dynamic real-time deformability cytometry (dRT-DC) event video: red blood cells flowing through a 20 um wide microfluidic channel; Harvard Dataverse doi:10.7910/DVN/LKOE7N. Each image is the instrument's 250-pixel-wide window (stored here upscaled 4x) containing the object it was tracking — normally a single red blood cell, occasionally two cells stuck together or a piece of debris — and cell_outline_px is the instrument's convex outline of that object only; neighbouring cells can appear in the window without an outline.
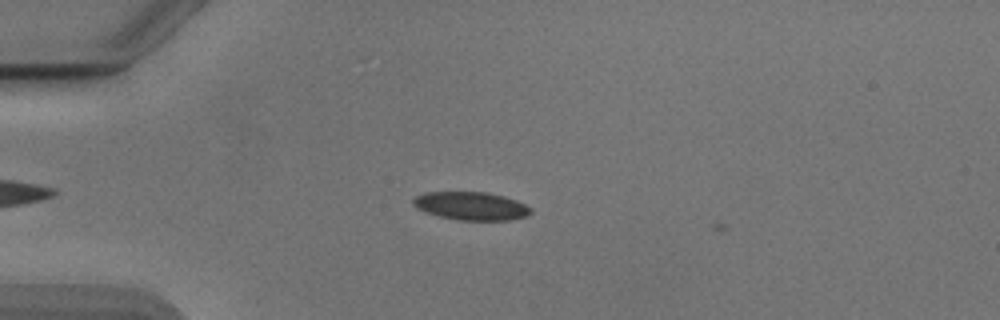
{"species": "Egyptian fruit bat (a non-hibernating species)", "species_latin": "Rousettus aegyptiacus", "temperature_condition": "cold", "stored_images_in_passage": 6, "camera_frame_rate_fps": 3000, "um_per_image_px": 0.085, "animal": {"sex": "male"}, "frame": {"image": 1, "passage_image": 5, "time_ms": 1.333, "image_size_px": [1000, 320], "cell_outline_px": [[532, 212], [528, 216], [512, 220], [456, 220], [424, 212], [416, 208], [412, 204], [412, 200], [416, 196], [424, 192], [488, 192], [504, 196], [516, 200], [532, 208]], "centroid_in_image_um": [40.05, 17.51], "position_along_channel_um": 45.0, "area_um2": 19.54}}